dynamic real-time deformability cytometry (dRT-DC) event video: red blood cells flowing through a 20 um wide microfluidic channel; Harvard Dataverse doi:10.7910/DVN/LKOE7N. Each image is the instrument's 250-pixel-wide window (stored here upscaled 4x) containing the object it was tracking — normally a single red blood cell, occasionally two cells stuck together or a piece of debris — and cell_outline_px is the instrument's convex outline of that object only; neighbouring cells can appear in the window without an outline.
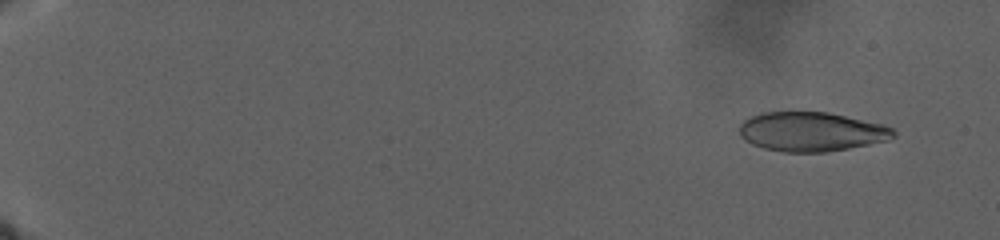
{"species": "human", "species_latin": "Homo sapiens", "temperature_condition": "warm", "stored_images_in_passage": 52, "camera_frame_rate_fps": 3000, "um_per_image_px": 0.085, "donor": {"sex": "male"}, "frame": {"image": 1, "passage_image": 7, "time_ms": 3.333, "image_size_px": [1000, 240], "cell_outline_px": [[896, 136], [888, 140], [848, 148], [824, 152], [784, 152], [764, 148], [752, 144], [744, 140], [740, 136], [740, 124], [748, 116], [764, 112], [828, 112], [880, 124], [892, 128], [896, 132]], "centroid_in_image_um": [68.93, 11.19], "position_along_channel_um": 16.1, "area_um2": 35.14}}
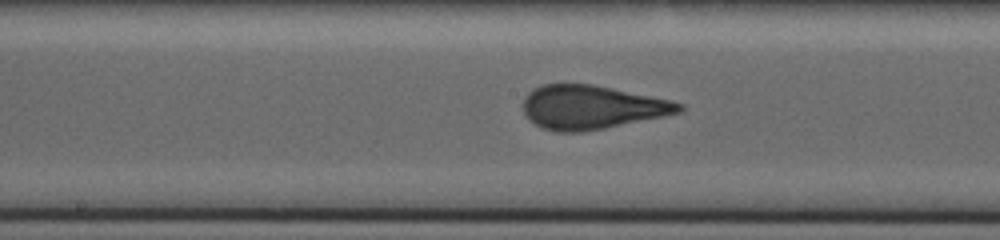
{"frame": {"image": 2, "passage_image": 33, "time_ms": 24.667, "image_size_px": [1000, 240], "cell_outline_px": [[684, 108], [680, 112], [664, 116], [604, 128], [580, 132], [556, 132], [544, 128], [536, 124], [524, 112], [524, 96], [532, 88], [544, 84], [592, 84], [672, 100], [684, 104]], "centroid_in_image_um": [50.3, 9.1], "position_along_channel_um": 197.9, "area_um2": 39.54}}
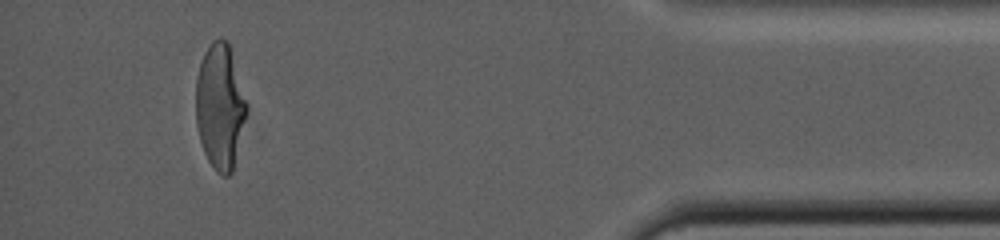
{"frame": {"image": 3, "passage_image": 50, "time_ms": 39.333, "image_size_px": [1000, 240], "cell_outline_px": [[248, 108], [232, 172], [228, 176], [220, 176], [216, 172], [208, 160], [204, 152], [200, 140], [196, 124], [196, 76], [204, 52], [212, 40], [220, 36], [228, 40], [248, 104]], "centroid_in_image_um": [18.7, 9.02], "position_along_channel_um": 416.5, "area_um2": 37.4}}